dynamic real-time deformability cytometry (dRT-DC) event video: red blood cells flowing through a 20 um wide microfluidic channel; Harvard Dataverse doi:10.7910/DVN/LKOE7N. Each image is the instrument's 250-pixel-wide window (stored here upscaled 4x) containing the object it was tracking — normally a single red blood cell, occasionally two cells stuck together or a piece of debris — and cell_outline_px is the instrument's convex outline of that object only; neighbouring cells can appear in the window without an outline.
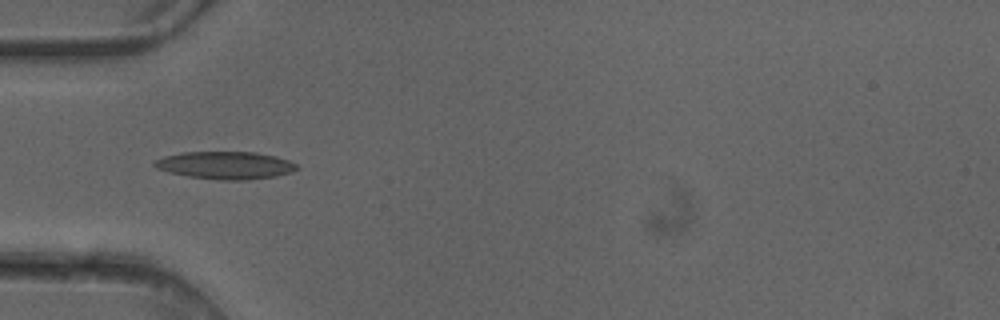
{"species": "common noctule bat (a hibernating species)", "species_latin": "Nyctalus noctula", "temperature_condition": "cold", "stored_images_in_passage": 3, "camera_frame_rate_fps": 3000, "um_per_image_px": 0.085, "animal": {"sex": "female"}, "frame": {"image": 1, "passage_image": 3, "time_ms": 0.667, "image_size_px": [1000, 320], "cell_outline_px": [[300, 168], [292, 172], [276, 176], [248, 180], [220, 180], [188, 176], [168, 172], [156, 168], [152, 164], [152, 160], [164, 156], [180, 152], [256, 152], [276, 156], [288, 160], [296, 164]], "centroid_in_image_um": [19.14, 14.04], "position_along_channel_um": 65.9, "area_um2": 23.12}}